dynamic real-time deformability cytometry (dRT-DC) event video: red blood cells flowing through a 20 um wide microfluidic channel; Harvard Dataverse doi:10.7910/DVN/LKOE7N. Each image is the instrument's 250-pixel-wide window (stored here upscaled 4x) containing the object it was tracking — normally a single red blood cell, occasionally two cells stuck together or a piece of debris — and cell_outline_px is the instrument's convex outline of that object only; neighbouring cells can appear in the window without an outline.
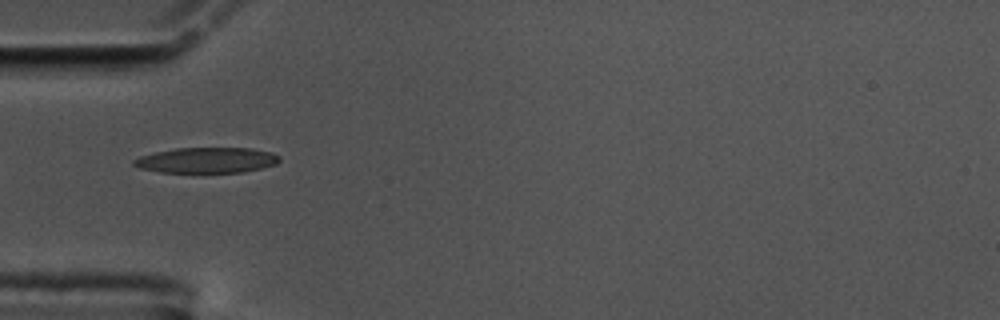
{"species": "common noctule bat (a hibernating species)", "species_latin": "Nyctalus noctula", "temperature_condition": "cold", "stored_images_in_passage": 14, "camera_frame_rate_fps": 3000, "um_per_image_px": 0.085, "animal": {"sex": "male", "body_mass_g": 17.5, "forearm_length_mm": 52.3}, "frame": {"image": 1, "passage_image": 1, "time_ms": 0.0, "image_size_px": [1000, 320], "cell_outline_px": [[280, 160], [276, 164], [244, 172], [160, 172], [140, 168], [132, 164], [132, 160], [140, 156], [156, 152], [176, 148], [252, 148], [272, 152], [280, 156]], "centroid_in_image_um": [17.58, 13.61], "position_along_channel_um": 67.4, "area_um2": 21.62}}